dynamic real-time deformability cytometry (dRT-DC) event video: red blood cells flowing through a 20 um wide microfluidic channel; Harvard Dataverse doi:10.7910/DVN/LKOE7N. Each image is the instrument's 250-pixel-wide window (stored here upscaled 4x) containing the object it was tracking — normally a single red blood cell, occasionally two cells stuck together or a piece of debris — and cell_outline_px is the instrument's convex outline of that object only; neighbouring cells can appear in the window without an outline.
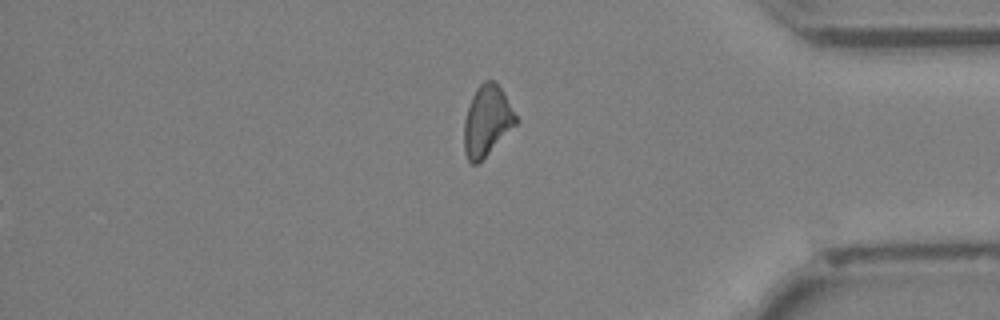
{"species": "Egyptian fruit bat (a non-hibernating species)", "species_latin": "Rousettus aegyptiacus", "temperature_condition": "cold", "stored_images_in_passage": 45, "segment_of_instrument_passage": [2, 2], "camera_frame_rate_fps": 3000, "um_per_image_px": 0.085, "animal": {"sex": "female"}, "frame": {"image": 1, "passage_image": 45, "time_ms": 14.667, "image_size_px": [1000, 320], "cell_outline_px": [[516, 124], [476, 164], [472, 164], [468, 160], [464, 152], [464, 120], [472, 96], [476, 88], [484, 80], [496, 80], [504, 92], [516, 116]], "centroid_in_image_um": [41.37, 10.22], "position_along_channel_um": 393.8, "area_um2": 20.87}}